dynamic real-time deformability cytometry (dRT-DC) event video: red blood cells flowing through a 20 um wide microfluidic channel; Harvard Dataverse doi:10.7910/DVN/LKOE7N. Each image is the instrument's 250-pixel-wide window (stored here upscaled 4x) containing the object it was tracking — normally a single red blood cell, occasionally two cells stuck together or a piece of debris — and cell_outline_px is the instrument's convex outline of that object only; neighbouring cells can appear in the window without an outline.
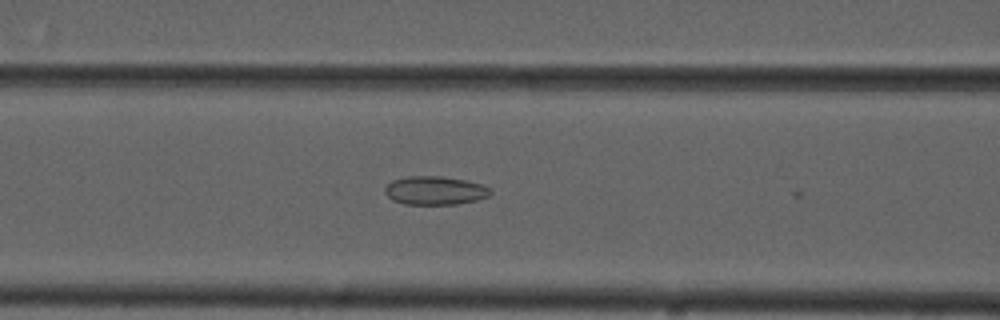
{"species": "common noctule bat (a hibernating species)", "species_latin": "Nyctalus noctula", "temperature_condition": "cold", "stored_images_in_passage": 24, "camera_frame_rate_fps": 3000, "um_per_image_px": 0.085, "animal": {"sex": "male", "forearm_length_mm": 52.5}, "frame": {"image": 1, "passage_image": 23, "time_ms": 7.333, "image_size_px": [1000, 320], "cell_outline_px": [[492, 192], [488, 196], [476, 200], [456, 204], [404, 204], [392, 200], [384, 192], [384, 188], [392, 180], [408, 176], [444, 176], [464, 180], [480, 184], [488, 188]], "centroid_in_image_um": [36.93, 16.19], "position_along_channel_um": 129.7, "area_um2": 17.46}}